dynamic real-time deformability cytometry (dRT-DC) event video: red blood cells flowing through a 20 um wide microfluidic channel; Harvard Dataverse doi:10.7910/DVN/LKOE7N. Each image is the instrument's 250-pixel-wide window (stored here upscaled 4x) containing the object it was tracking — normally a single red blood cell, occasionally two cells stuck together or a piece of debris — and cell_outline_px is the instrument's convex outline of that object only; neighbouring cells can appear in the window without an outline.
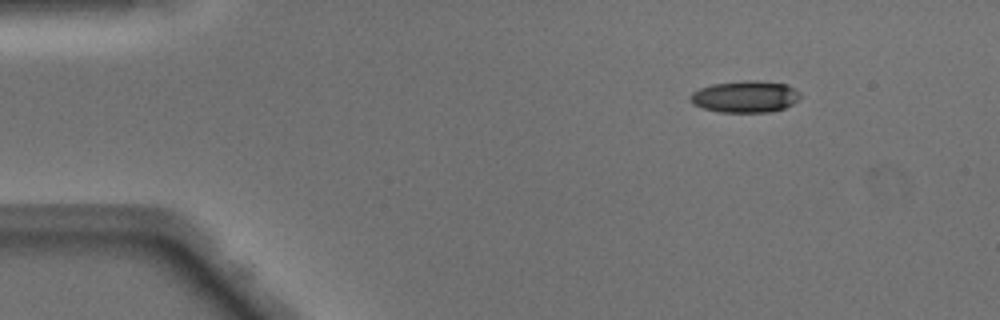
{"species": "Egyptian fruit bat (a non-hibernating species)", "species_latin": "Rousettus aegyptiacus", "temperature_condition": "warm", "stored_images_in_passage": 43, "camera_frame_rate_fps": 3000, "um_per_image_px": 0.085, "animal": {"sex": "male"}, "frame": {"image": 1, "passage_image": 1, "time_ms": 0.0, "image_size_px": [1000, 320], "cell_outline_px": [[800, 100], [784, 108], [772, 112], [720, 112], [704, 108], [692, 104], [688, 100], [688, 96], [692, 92], [700, 88], [712, 84], [744, 80], [756, 80], [788, 84], [796, 88], [800, 92]], "centroid_in_image_um": [63.35, 8.21], "position_along_channel_um": 21.6, "area_um2": 20.69}}
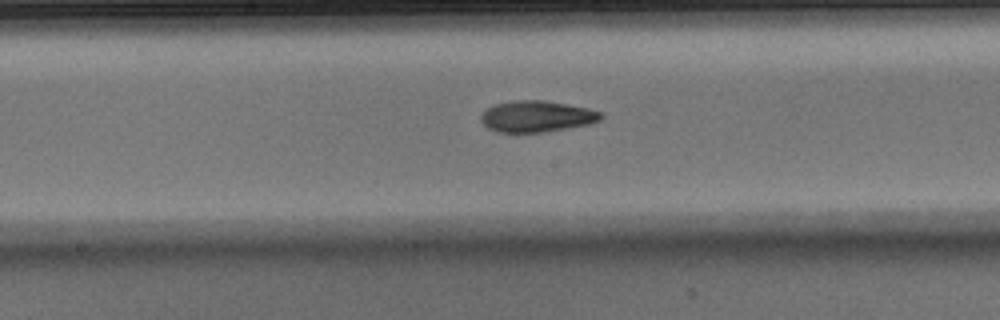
{"frame": {"image": 2, "passage_image": 20, "time_ms": 6.333, "image_size_px": [1000, 320], "cell_outline_px": [[604, 116], [600, 120], [592, 124], [544, 132], [496, 132], [488, 128], [480, 120], [480, 116], [492, 104], [512, 100], [544, 100], [588, 108], [600, 112]], "centroid_in_image_um": [45.62, 9.89], "position_along_channel_um": 202.6, "area_um2": 22.02}}
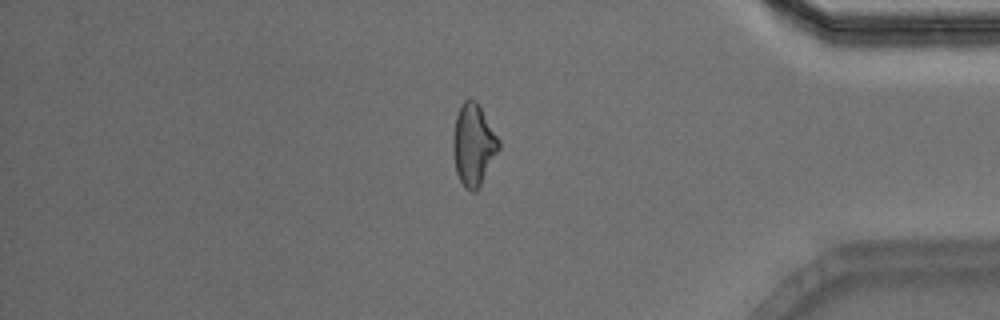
{"frame": {"image": 3, "passage_image": 36, "time_ms": 11.667, "image_size_px": [1000, 320], "cell_outline_px": [[500, 148], [476, 192], [472, 192], [464, 188], [456, 172], [452, 148], [452, 140], [456, 116], [460, 104], [464, 100], [476, 100], [500, 140]], "centroid_in_image_um": [40.23, 12.31], "position_along_channel_um": 395.0, "area_um2": 21.73}, "authors_computed_cell_mechanics": {"area_um2": 21.386, "velocity_mm_per_s": 4.1261, "shape_relaxation_time_tau1_ms": 4.4742, "shape_relaxation_time_tau2_ms": 4.0446, "deformation_change_tau1": 0.1813, "deformation_change_tau2": 0.1272}}